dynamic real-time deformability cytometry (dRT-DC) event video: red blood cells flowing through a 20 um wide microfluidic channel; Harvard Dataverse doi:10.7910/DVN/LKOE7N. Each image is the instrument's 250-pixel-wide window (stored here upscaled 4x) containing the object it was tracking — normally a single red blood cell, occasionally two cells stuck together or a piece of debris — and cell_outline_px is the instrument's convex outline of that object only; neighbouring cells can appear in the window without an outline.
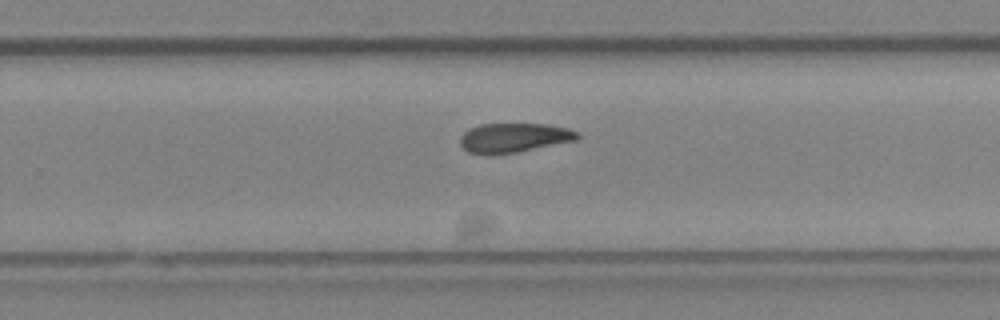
{"species": "Egyptian fruit bat (a non-hibernating species)", "species_latin": "Rousettus aegyptiacus", "temperature_condition": "cold", "stored_images_in_passage": 28, "camera_frame_rate_fps": 3000, "um_per_image_px": 0.085, "animal": {"sex": "female"}, "frame": {"image": 1, "passage_image": 20, "time_ms": 6.333, "image_size_px": [1000, 320], "cell_outline_px": [[580, 136], [576, 140], [516, 152], [492, 156], [488, 156], [468, 152], [460, 144], [460, 136], [468, 128], [480, 124], [548, 124], [568, 128], [580, 132]], "centroid_in_image_um": [43.65, 11.71], "position_along_channel_um": 286.1, "area_um2": 20.35}}